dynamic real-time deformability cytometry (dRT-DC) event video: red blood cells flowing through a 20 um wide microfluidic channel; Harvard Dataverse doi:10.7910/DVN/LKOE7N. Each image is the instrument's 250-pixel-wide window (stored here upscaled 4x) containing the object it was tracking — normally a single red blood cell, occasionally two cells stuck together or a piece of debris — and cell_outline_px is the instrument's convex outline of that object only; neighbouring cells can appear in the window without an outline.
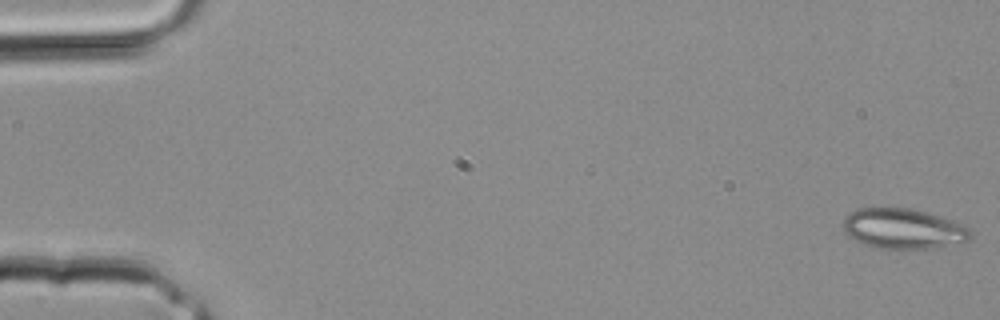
{"species": "common noctule bat (a hibernating species)", "species_latin": "Nyctalus noctula", "temperature_condition": "room temperature", "stored_images_in_passage": 4, "camera_frame_rate_fps": 3000, "um_per_image_px": 0.085, "animal": {"sex": "male", "body_mass_g": 20.4}, "frame": {"image": 1, "passage_image": 1, "time_ms": 0.0, "image_size_px": [1000, 320], "cell_outline_px": [[972, 236], [964, 244], [936, 248], [880, 248], [856, 240], [848, 236], [844, 232], [840, 224], [844, 216], [856, 208], [908, 208], [924, 212], [952, 220], [968, 228], [972, 232]], "centroid_in_image_um": [76.77, 19.44], "position_along_channel_um": 8.2, "area_um2": 30.0}}